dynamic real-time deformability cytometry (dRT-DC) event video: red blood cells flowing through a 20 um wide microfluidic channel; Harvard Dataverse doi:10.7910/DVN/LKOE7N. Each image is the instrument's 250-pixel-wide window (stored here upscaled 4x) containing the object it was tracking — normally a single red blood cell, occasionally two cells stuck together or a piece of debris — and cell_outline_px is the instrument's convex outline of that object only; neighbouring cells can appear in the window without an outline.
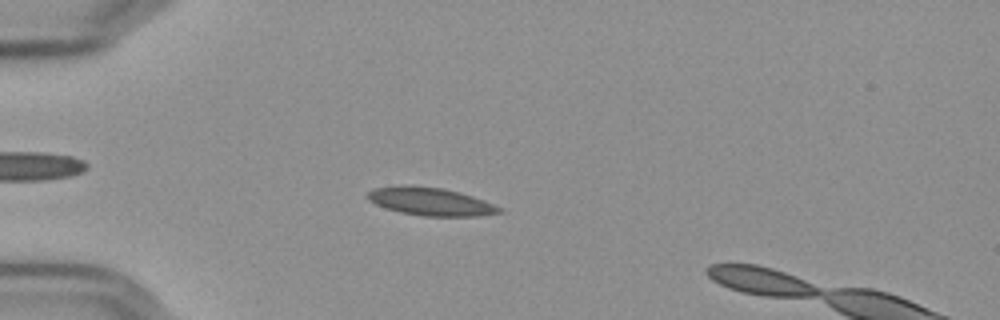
{"species": "Egyptian fruit bat (a non-hibernating species)", "species_latin": "Rousettus aegyptiacus", "temperature_condition": "cold", "stored_images_in_passage": 54, "camera_frame_rate_fps": 3000, "um_per_image_px": 0.085, "frame": {"image": 1, "passage_image": 16, "time_ms": 5.0, "image_size_px": [1000, 320], "cell_outline_px": [[504, 212], [476, 216], [424, 216], [400, 212], [376, 204], [368, 200], [364, 196], [372, 188], [396, 184], [408, 184], [444, 188], [472, 196], [484, 200], [504, 208]], "centroid_in_image_um": [36.56, 17.1], "position_along_channel_um": 48.4, "area_um2": 21.85}}
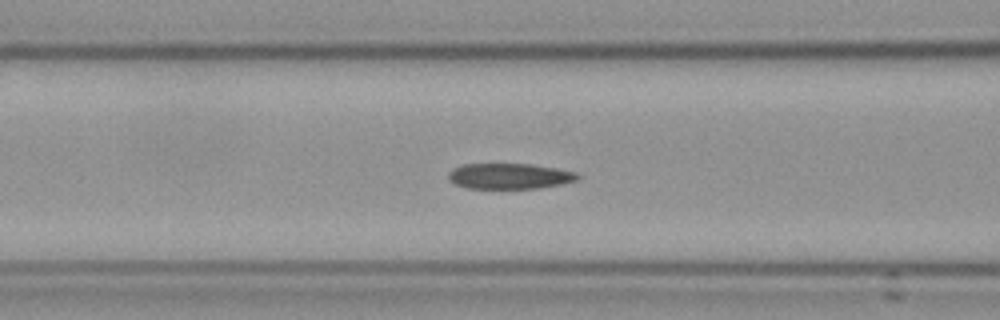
{"frame": {"image": 2, "passage_image": 24, "time_ms": 7.667, "image_size_px": [1000, 320], "cell_outline_px": [[580, 176], [576, 180], [560, 184], [536, 188], [468, 188], [456, 184], [448, 180], [448, 172], [452, 168], [464, 164], [532, 164], [556, 168], [576, 172]], "centroid_in_image_um": [43.27, 14.96], "position_along_channel_um": 123.3, "area_um2": 19.19}}
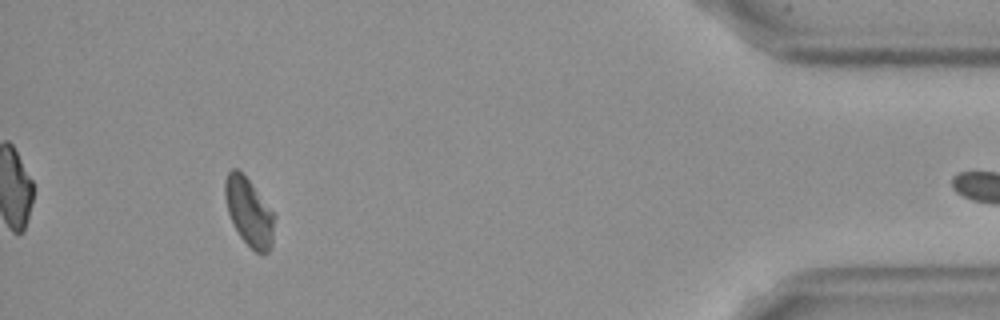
{"frame": {"image": 3, "passage_image": 53, "time_ms": 17.333, "image_size_px": [1000, 320], "cell_outline_px": [[276, 216], [272, 244], [268, 252], [264, 256], [256, 252], [240, 236], [228, 212], [224, 196], [224, 180], [228, 172], [232, 168], [236, 168], [248, 180]], "centroid_in_image_um": [21.18, 18.04], "position_along_channel_um": 414.0, "area_um2": 19.36}}